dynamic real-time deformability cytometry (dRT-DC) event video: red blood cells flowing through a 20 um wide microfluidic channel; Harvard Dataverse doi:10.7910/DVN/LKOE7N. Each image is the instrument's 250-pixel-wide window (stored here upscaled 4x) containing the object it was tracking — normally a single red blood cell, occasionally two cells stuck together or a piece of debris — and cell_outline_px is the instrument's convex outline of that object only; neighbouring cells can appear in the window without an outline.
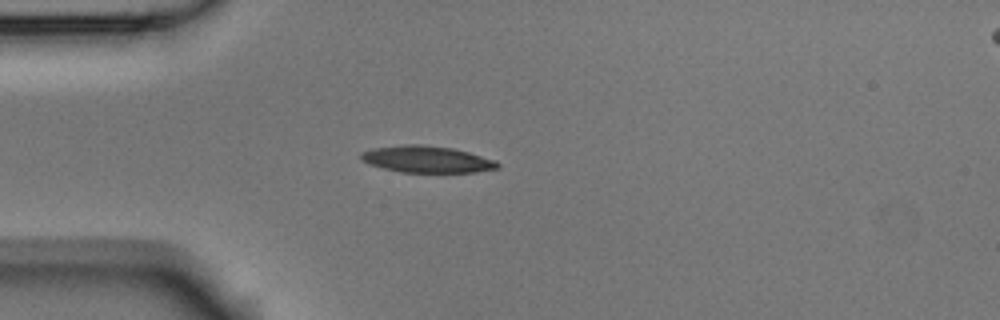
{"species": "Egyptian fruit bat (a non-hibernating species)", "species_latin": "Rousettus aegyptiacus", "temperature_condition": "room temperature", "stored_images_in_passage": 2, "segment_of_instrument_passage": [1, 2], "camera_frame_rate_fps": 3000, "um_per_image_px": 0.085, "animal": {"sex": "male"}, "frame": {"image": 1, "passage_image": 1, "time_ms": 0.0, "image_size_px": [1000, 320], "cell_outline_px": [[500, 168], [476, 172], [400, 172], [384, 168], [372, 164], [364, 160], [360, 156], [360, 152], [372, 148], [404, 144], [420, 144], [452, 148], [468, 152], [496, 160], [500, 164]], "centroid_in_image_um": [36.32, 13.53], "position_along_channel_um": 48.7, "area_um2": 21.15}}